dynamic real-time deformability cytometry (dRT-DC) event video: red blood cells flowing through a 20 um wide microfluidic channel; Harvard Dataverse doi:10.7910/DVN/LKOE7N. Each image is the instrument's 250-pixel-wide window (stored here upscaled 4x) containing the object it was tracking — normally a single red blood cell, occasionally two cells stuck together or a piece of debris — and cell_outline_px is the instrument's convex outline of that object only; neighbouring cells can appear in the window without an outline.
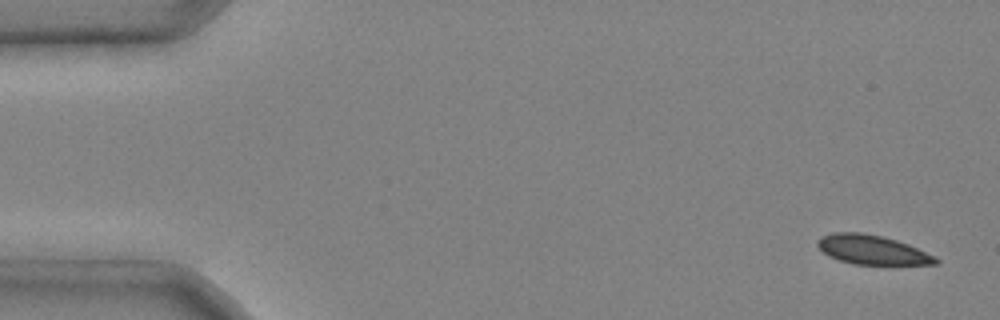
{"species": "common noctule bat (a hibernating species)", "species_latin": "Nyctalus noctula", "temperature_condition": "cold", "stored_images_in_passage": 5, "camera_frame_rate_fps": 3000, "um_per_image_px": 0.085, "animal": {"sex": "male", "body_mass_g": 20.4}, "frame": {"image": 1, "passage_image": 1, "time_ms": 0.0, "image_size_px": [1000, 320], "cell_outline_px": [[940, 264], [856, 264], [840, 260], [828, 256], [816, 244], [816, 240], [820, 236], [832, 232], [860, 232], [880, 236], [896, 240], [908, 244], [936, 256], [940, 260]], "centroid_in_image_um": [74.13, 21.22], "position_along_channel_um": 10.9, "area_um2": 20.11}}
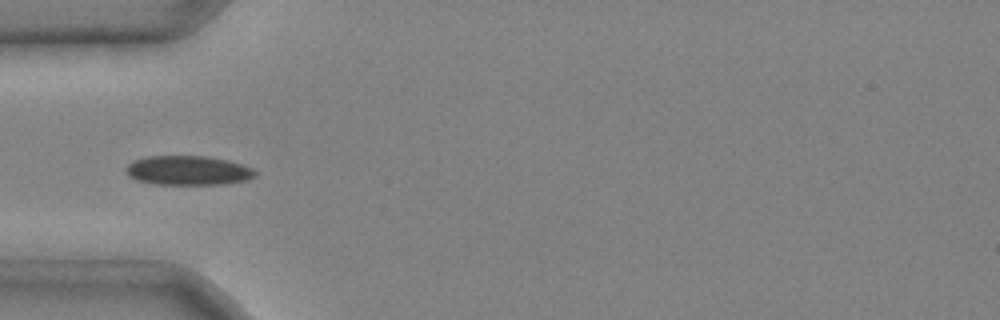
{"frame": {"image": 2, "passage_image": 4, "time_ms": 1.0, "image_size_px": [1000, 320], "cell_outline_px": [[256, 176], [248, 180], [224, 184], [156, 184], [136, 180], [128, 176], [128, 164], [132, 160], [144, 156], [208, 156], [228, 160], [252, 168], [256, 172]], "centroid_in_image_um": [15.99, 14.48], "position_along_channel_um": 69.0, "area_um2": 22.14}}
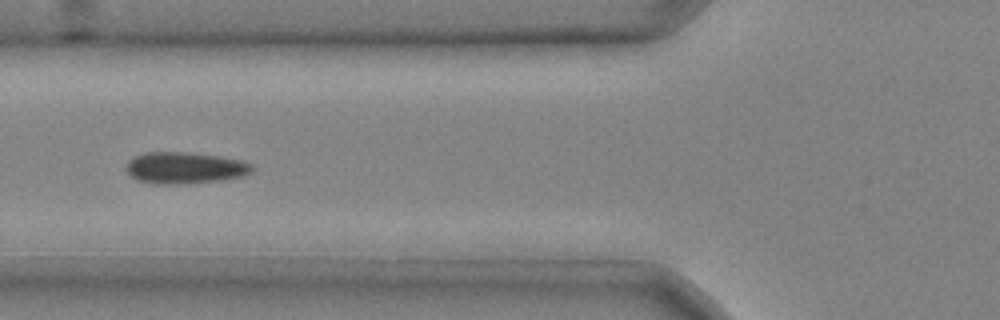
{"frame": {"image": 3, "passage_image": 5, "time_ms": 1.333, "image_size_px": [1000, 320], "cell_outline_px": [[256, 168], [252, 172], [244, 176], [220, 180], [180, 184], [156, 184], [136, 180], [124, 168], [124, 164], [128, 160], [144, 152], [188, 152], [244, 160], [252, 164]], "centroid_in_image_um": [15.72, 14.26], "position_along_channel_um": 110.1, "area_um2": 23.41}}